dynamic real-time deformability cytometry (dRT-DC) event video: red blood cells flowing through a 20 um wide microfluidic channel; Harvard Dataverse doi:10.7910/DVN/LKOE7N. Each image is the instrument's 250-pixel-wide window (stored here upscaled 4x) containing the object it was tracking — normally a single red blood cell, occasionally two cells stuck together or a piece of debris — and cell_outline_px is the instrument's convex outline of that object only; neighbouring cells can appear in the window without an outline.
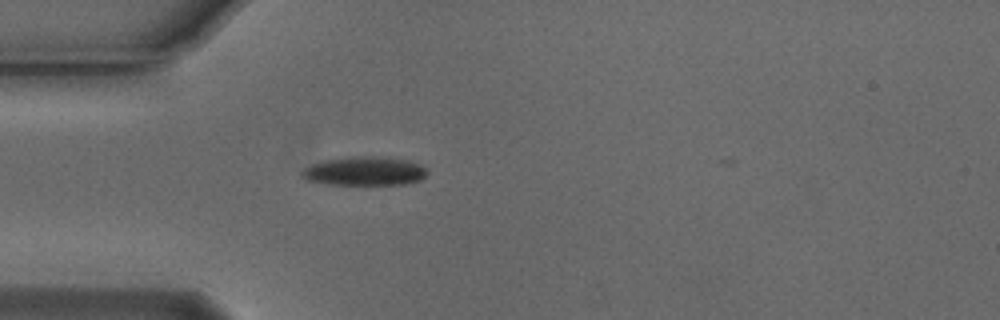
{"species": "Egyptian fruit bat (a non-hibernating species)", "species_latin": "Rousettus aegyptiacus", "temperature_condition": "cold", "stored_images_in_passage": 37, "camera_frame_rate_fps": 3000, "um_per_image_px": 0.085, "animal": {"sex": "male"}, "frame": {"image": 1, "passage_image": 3, "time_ms": 0.667, "image_size_px": [1000, 320], "cell_outline_px": [[428, 172], [420, 180], [404, 184], [328, 184], [308, 180], [300, 172], [304, 168], [312, 164], [328, 160], [364, 156], [372, 156], [408, 160], [420, 164], [428, 168]], "centroid_in_image_um": [31.05, 14.55], "position_along_channel_um": 54.0, "area_um2": 20.63}}
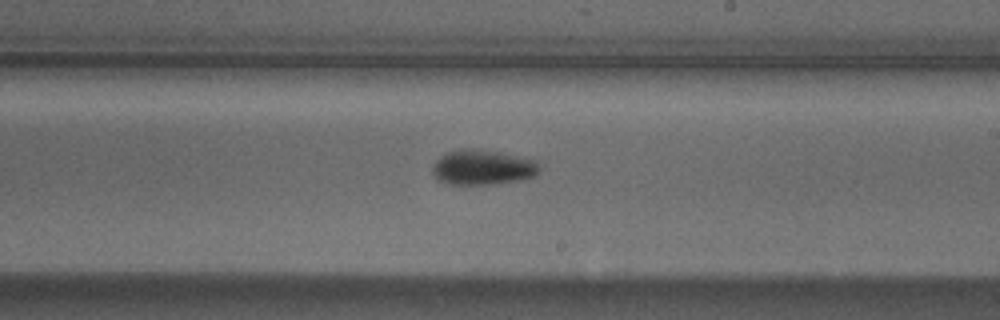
{"frame": {"image": 2, "passage_image": 19, "time_ms": 6.0, "image_size_px": [1000, 320], "cell_outline_px": [[540, 168], [532, 176], [520, 180], [492, 184], [452, 184], [436, 180], [432, 172], [432, 168], [436, 160], [444, 152], [460, 148], [476, 148], [500, 152], [536, 160]], "centroid_in_image_um": [40.97, 14.2], "position_along_channel_um": 248.0, "area_um2": 21.96}}
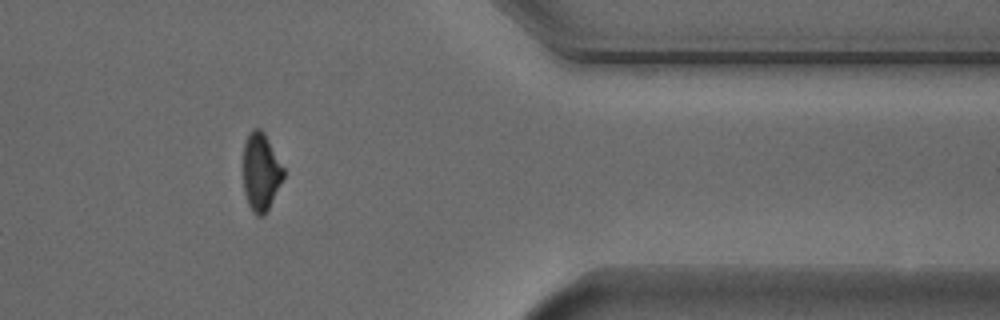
{"frame": {"image": 3, "passage_image": 32, "time_ms": 10.333, "image_size_px": [1000, 320], "cell_outline_px": [[284, 176], [264, 216], [256, 216], [252, 212], [248, 204], [244, 192], [244, 144], [252, 128], [260, 128], [264, 132], [284, 168]], "centroid_in_image_um": [22.17, 14.62], "position_along_channel_um": 389.2, "area_um2": 18.03}}